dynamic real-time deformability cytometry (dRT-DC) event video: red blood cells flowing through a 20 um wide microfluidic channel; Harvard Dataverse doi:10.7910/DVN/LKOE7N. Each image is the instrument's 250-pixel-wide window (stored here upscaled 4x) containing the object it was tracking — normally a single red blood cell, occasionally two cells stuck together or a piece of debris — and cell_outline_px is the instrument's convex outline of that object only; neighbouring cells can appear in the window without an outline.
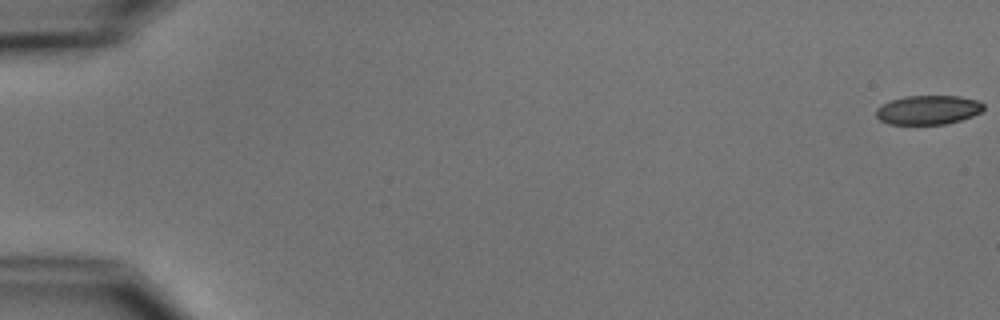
{"species": "common noctule bat (a hibernating species)", "species_latin": "Nyctalus noctula", "temperature_condition": "cold", "stored_images_in_passage": 6, "camera_frame_rate_fps": 3000, "um_per_image_px": 0.085, "animal": {"sex": "male", "body_mass_g": 15.6}, "frame": {"image": 1, "passage_image": 1, "time_ms": 0.0, "image_size_px": [1000, 320], "cell_outline_px": [[984, 108], [980, 112], [972, 116], [948, 124], [888, 124], [880, 120], [876, 116], [876, 108], [892, 100], [904, 96], [960, 96], [980, 100], [984, 104]], "centroid_in_image_um": [78.92, 9.34], "position_along_channel_um": 6.1, "area_um2": 18.32}}
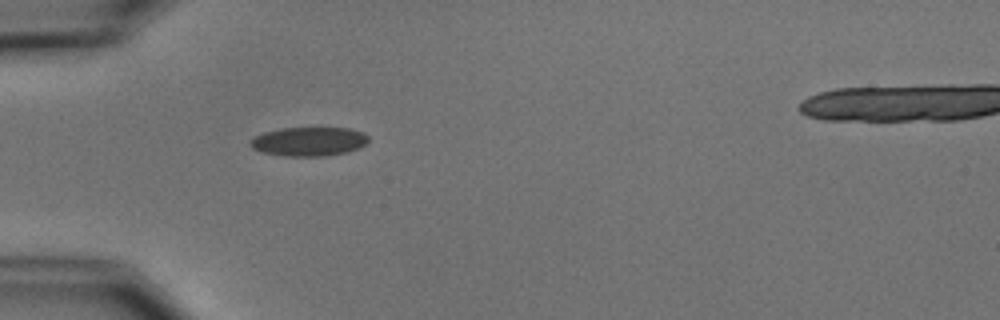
{"frame": {"image": 2, "passage_image": 5, "time_ms": 5.667, "image_size_px": [1000, 320], "cell_outline_px": [[368, 140], [360, 148], [348, 152], [324, 156], [288, 156], [264, 152], [252, 148], [248, 144], [248, 140], [252, 136], [264, 132], [280, 128], [348, 128], [364, 132], [368, 136]], "centroid_in_image_um": [26.23, 12.02], "position_along_channel_um": 58.8, "area_um2": 20.11}}